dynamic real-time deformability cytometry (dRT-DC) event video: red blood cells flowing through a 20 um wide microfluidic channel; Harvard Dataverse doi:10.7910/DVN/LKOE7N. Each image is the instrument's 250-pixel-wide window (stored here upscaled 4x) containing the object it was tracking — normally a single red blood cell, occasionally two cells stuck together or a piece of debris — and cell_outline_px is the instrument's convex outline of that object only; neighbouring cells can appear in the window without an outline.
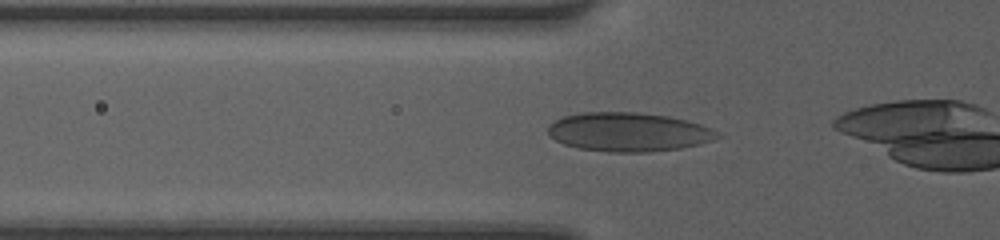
{"species": "human", "species_latin": "Homo sapiens", "temperature_condition": "room temperature", "stored_images_in_passage": 27, "camera_frame_rate_fps": 3000, "um_per_image_px": 0.085, "donor": {"sex": "female"}, "frame": {"image": 1, "passage_image": 5, "time_ms": 1.333, "image_size_px": [1000, 240], "cell_outline_px": [[724, 136], [712, 140], [680, 148], [648, 152], [608, 152], [580, 148], [564, 144], [548, 136], [548, 124], [564, 116], [580, 112], [636, 112], [668, 116], [700, 124], [712, 128], [720, 132]], "centroid_in_image_um": [53.42, 11.21], "position_along_channel_um": 72.4, "area_um2": 38.49}}
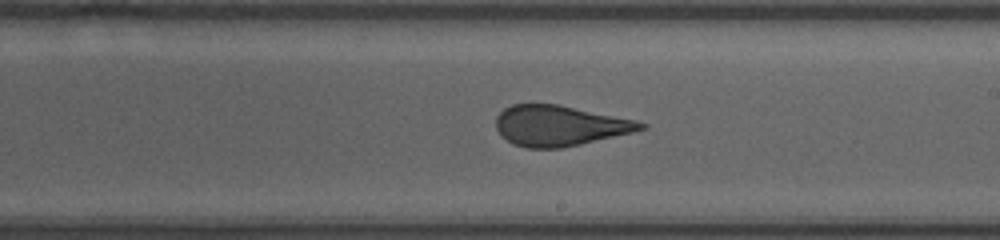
{"frame": {"image": 2, "passage_image": 17, "time_ms": 5.333, "image_size_px": [1000, 240], "cell_outline_px": [[648, 124], [644, 128], [632, 132], [580, 144], [560, 148], [528, 148], [512, 144], [500, 136], [496, 128], [496, 116], [504, 108], [512, 104], [560, 104], [636, 120]], "centroid_in_image_um": [47.52, 10.67], "position_along_channel_um": 241.5, "area_um2": 34.16}}
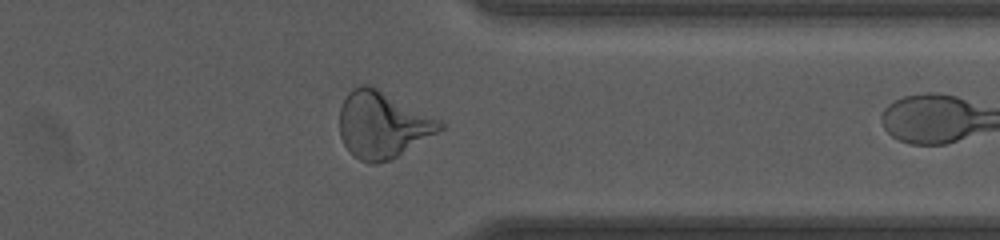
{"frame": {"image": 3, "passage_image": 26, "time_ms": 8.333, "image_size_px": [1000, 240], "cell_outline_px": [[444, 128], [396, 156], [388, 160], [376, 164], [368, 164], [360, 160], [344, 144], [340, 136], [340, 108], [348, 92], [352, 88], [364, 84], [368, 84], [440, 120], [444, 124]], "centroid_in_image_um": [32.48, 10.6], "position_along_channel_um": 378.9, "area_um2": 38.03}}